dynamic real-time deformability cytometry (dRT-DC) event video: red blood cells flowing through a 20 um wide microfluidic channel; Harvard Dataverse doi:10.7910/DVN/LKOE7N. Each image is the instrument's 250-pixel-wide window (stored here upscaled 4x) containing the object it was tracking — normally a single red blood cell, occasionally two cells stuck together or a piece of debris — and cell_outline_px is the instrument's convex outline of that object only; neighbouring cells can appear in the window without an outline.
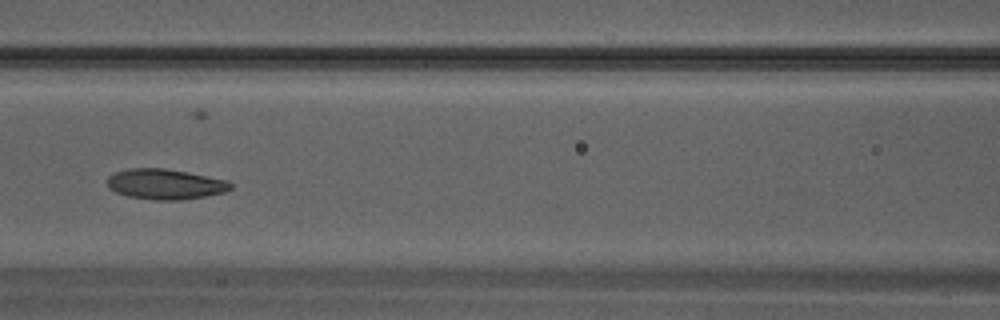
{"species": "Egyptian fruit bat (a non-hibernating species)", "species_latin": "Rousettus aegyptiacus", "temperature_condition": "warm", "stored_images_in_passage": 32, "camera_frame_rate_fps": 3000, "um_per_image_px": 0.085, "animal": {"sex": "male"}, "frame": {"image": 1, "passage_image": 14, "time_ms": 4.333, "image_size_px": [1000, 320], "cell_outline_px": [[232, 188], [224, 192], [204, 196], [180, 200], [156, 200], [128, 196], [116, 192], [108, 188], [108, 176], [116, 172], [128, 168], [164, 168], [188, 172], [228, 180], [232, 184]], "centroid_in_image_um": [14.04, 15.64], "position_along_channel_um": 152.6, "area_um2": 21.79}}